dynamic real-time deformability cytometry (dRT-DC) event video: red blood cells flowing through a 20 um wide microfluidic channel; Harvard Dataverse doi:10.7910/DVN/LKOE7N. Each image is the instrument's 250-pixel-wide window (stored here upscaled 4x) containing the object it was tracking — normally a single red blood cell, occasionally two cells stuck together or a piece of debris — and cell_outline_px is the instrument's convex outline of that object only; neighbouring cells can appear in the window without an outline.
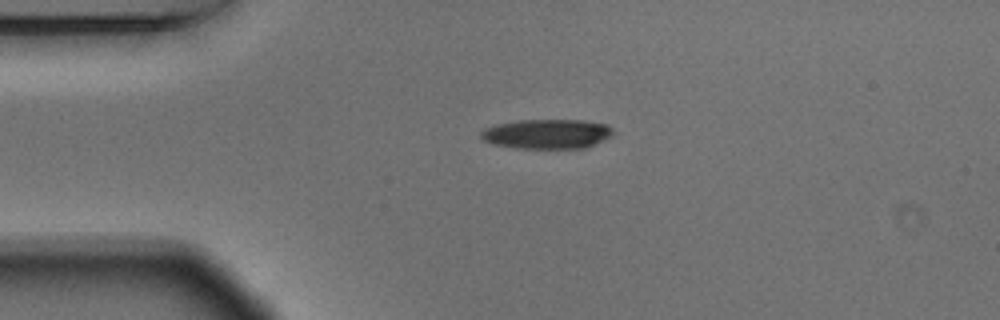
{"species": "Egyptian fruit bat (a non-hibernating species)", "species_latin": "Rousettus aegyptiacus", "temperature_condition": "warm", "stored_images_in_passage": 50, "camera_frame_rate_fps": 3000, "um_per_image_px": 0.085, "animal": {"sex": "male"}, "frame": {"image": 1, "passage_image": 8, "time_ms": 2.333, "image_size_px": [1000, 320], "cell_outline_px": [[616, 132], [612, 136], [584, 148], [516, 148], [492, 144], [484, 140], [480, 136], [480, 132], [484, 128], [496, 124], [516, 120], [584, 120], [608, 124]], "centroid_in_image_um": [46.5, 11.37], "position_along_channel_um": 38.5, "area_um2": 23.0}}
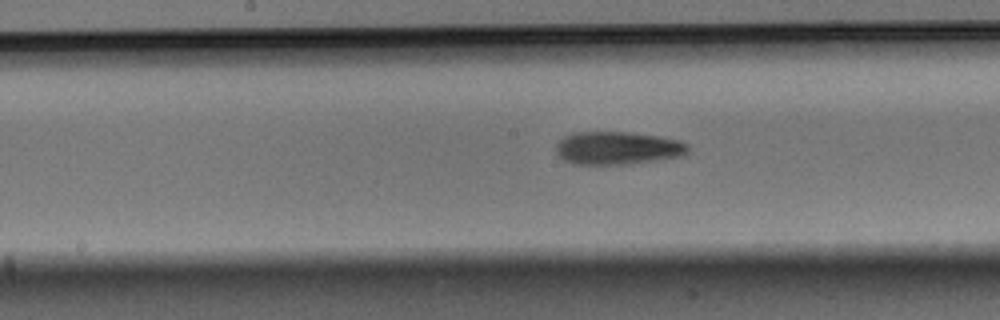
{"frame": {"image": 2, "passage_image": 23, "time_ms": 7.333, "image_size_px": [1000, 320], "cell_outline_px": [[688, 152], [684, 156], [628, 164], [572, 164], [564, 160], [556, 152], [556, 144], [564, 136], [572, 132], [628, 132], [660, 136], [680, 140], [688, 144]], "centroid_in_image_um": [52.51, 12.58], "position_along_channel_um": 195.7, "area_um2": 25.55}}
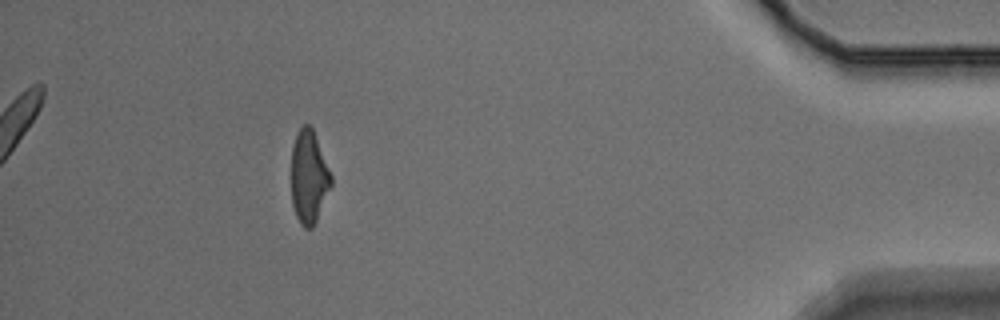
{"frame": {"image": 3, "passage_image": 45, "time_ms": 14.667, "image_size_px": [1000, 320], "cell_outline_px": [[332, 184], [316, 220], [312, 228], [304, 228], [300, 224], [296, 216], [292, 204], [292, 144], [300, 128], [304, 124], [308, 124], [312, 128], [332, 176]], "centroid_in_image_um": [26.25, 15.06], "position_along_channel_um": 409.0, "area_um2": 21.27}, "authors_computed_cell_mechanics": {"area_um2": 23.3512, "velocity_mm_per_s": 3.6806, "shape_relaxation_time_tau1_ms": 3.8653, "shape_relaxation_time_tau2_ms": 4.6881, "deformation_change_tau1": 0.1986, "deformation_change_tau2": 0.1598}}